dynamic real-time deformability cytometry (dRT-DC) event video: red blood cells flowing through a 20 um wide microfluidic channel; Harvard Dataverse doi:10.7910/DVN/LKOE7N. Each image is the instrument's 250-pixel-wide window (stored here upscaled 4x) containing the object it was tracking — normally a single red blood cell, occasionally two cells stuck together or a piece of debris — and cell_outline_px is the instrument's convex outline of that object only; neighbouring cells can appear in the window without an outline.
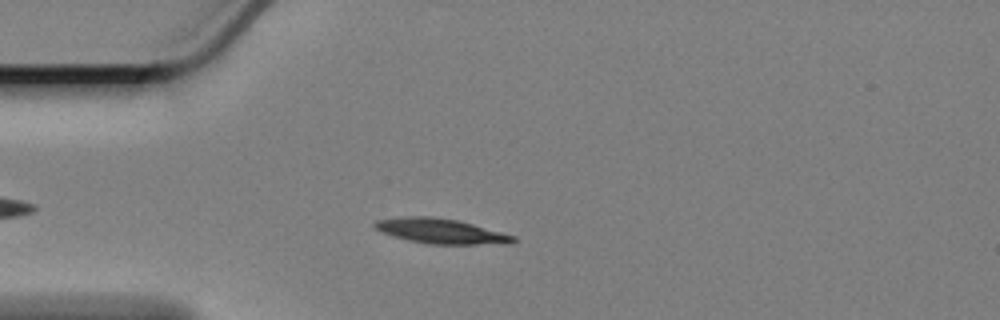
{"species": "Egyptian fruit bat (a non-hibernating species)", "species_latin": "Rousettus aegyptiacus", "temperature_condition": "cold", "stored_images_in_passage": 52, "camera_frame_rate_fps": 3000, "um_per_image_px": 0.085, "animal": {"sex": "female"}, "frame": {"image": 1, "passage_image": 8, "time_ms": 2.333, "image_size_px": [1000, 320], "cell_outline_px": [[516, 240], [512, 244], [428, 244], [408, 240], [392, 236], [380, 232], [372, 224], [376, 220], [404, 216], [432, 216], [456, 220], [472, 224], [516, 236]], "centroid_in_image_um": [37.46, 19.65], "position_along_channel_um": 47.5, "area_um2": 20.23}}
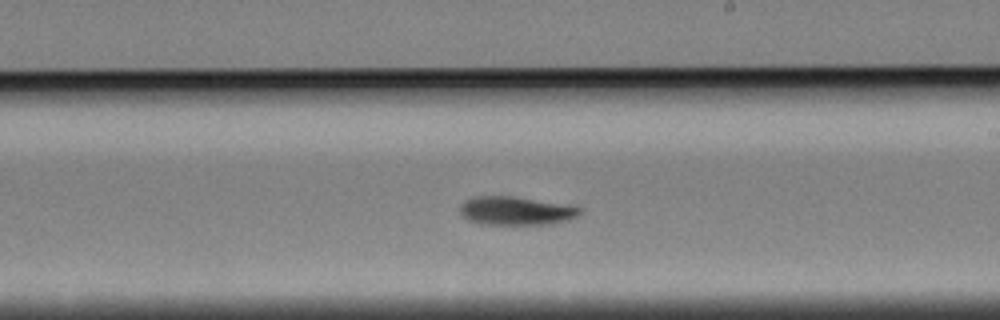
{"frame": {"image": 2, "passage_image": 27, "time_ms": 8.667, "image_size_px": [1000, 320], "cell_outline_px": [[584, 212], [568, 220], [552, 224], [488, 224], [468, 220], [460, 212], [460, 204], [464, 200], [476, 196], [512, 196], [568, 204], [584, 208]], "centroid_in_image_um": [43.92, 17.9], "position_along_channel_um": 245.1, "area_um2": 20.06}}
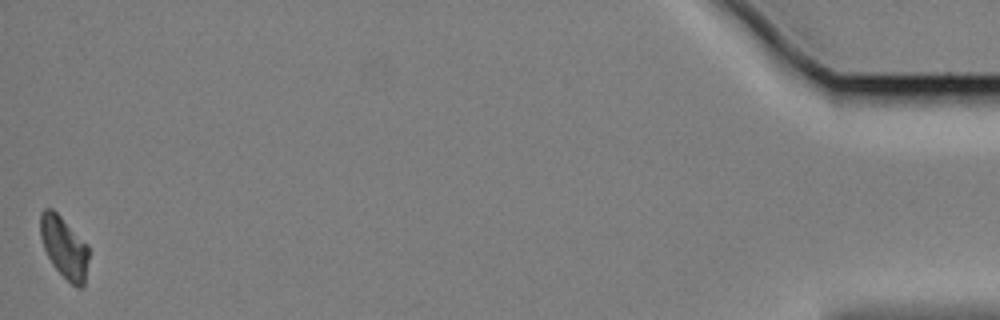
{"frame": {"image": 3, "passage_image": 52, "time_ms": 17.0, "image_size_px": [1000, 320], "cell_outline_px": [[88, 256], [84, 284], [80, 288], [76, 288], [52, 264], [44, 248], [40, 236], [40, 212], [44, 208], [52, 208], [88, 244]], "centroid_in_image_um": [5.44, 21.0], "position_along_channel_um": 429.8, "area_um2": 17.17}, "authors_computed_cell_mechanics": {"area_um2": 19.4208, "velocity_mm_per_s": 3.3314, "shape_relaxation_time_tau1_ms": 5.0199, "shape_relaxation_time_tau2_ms": null, "deformation_change_tau1": 0.13, "deformation_change_tau2": null}}